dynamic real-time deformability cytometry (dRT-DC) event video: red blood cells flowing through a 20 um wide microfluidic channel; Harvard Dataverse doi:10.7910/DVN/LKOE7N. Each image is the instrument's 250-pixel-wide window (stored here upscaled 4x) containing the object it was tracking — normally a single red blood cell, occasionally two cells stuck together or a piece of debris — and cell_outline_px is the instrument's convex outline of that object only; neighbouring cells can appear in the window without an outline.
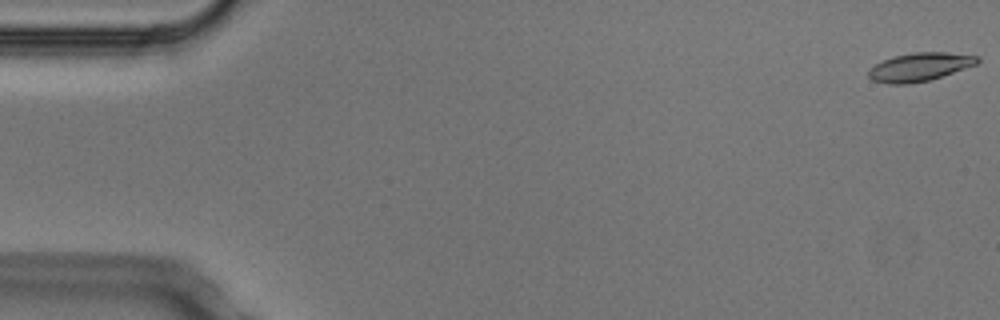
{"species": "Egyptian fruit bat (a non-hibernating species)", "species_latin": "Rousettus aegyptiacus", "temperature_condition": "cold", "stored_images_in_passage": 5, "camera_frame_rate_fps": 3000, "um_per_image_px": 0.085, "animal": {"sex": "male"}, "frame": {"image": 1, "passage_image": 1, "time_ms": 0.0, "image_size_px": [1000, 320], "cell_outline_px": [[980, 60], [976, 64], [928, 80], [908, 84], [888, 84], [872, 80], [868, 76], [868, 72], [876, 64], [892, 56], [912, 52], [944, 52], [976, 56]], "centroid_in_image_um": [78.12, 5.69], "position_along_channel_um": 6.9, "area_um2": 17.63}}
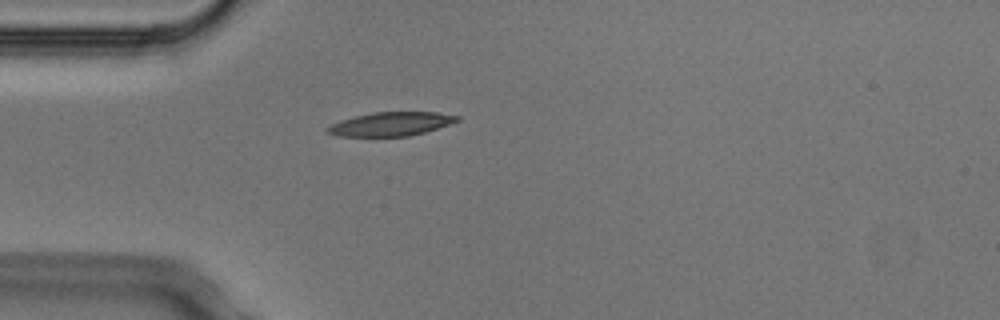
{"frame": {"image": 2, "passage_image": 5, "time_ms": 1.333, "image_size_px": [1000, 320], "cell_outline_px": [[460, 120], [424, 132], [408, 136], [340, 136], [328, 132], [324, 128], [340, 120], [372, 112], [436, 112], [460, 116]], "centroid_in_image_um": [33.22, 10.53], "position_along_channel_um": 51.8, "area_um2": 17.74}}